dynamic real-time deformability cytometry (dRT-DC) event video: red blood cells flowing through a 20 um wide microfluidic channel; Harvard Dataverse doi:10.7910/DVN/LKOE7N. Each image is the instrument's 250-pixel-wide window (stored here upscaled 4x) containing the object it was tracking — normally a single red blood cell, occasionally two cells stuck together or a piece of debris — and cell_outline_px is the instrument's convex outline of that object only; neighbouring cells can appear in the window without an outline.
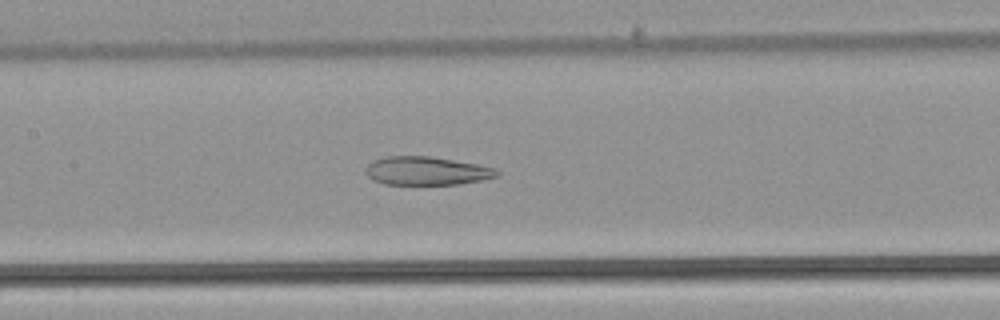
{"species": "common noctule bat (a hibernating species)", "species_latin": "Nyctalus noctula", "temperature_condition": "warm", "stored_images_in_passage": 52, "camera_frame_rate_fps": 3000, "um_per_image_px": 0.085, "animal": {"sex": "male", "body_mass_g": 21.5, "forearm_length_mm": 52.0}, "frame": {"image": 1, "passage_image": 25, "time_ms": 8.0, "image_size_px": [1000, 320], "cell_outline_px": [[500, 176], [460, 184], [384, 184], [372, 180], [364, 172], [364, 168], [372, 160], [388, 156], [428, 156], [476, 164], [496, 168], [500, 172]], "centroid_in_image_um": [36.23, 14.52], "position_along_channel_um": 171.2, "area_um2": 21.79}}
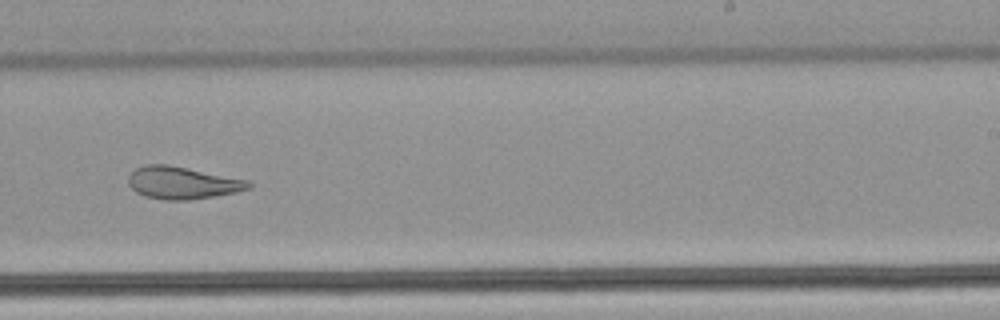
{"frame": {"image": 2, "passage_image": 33, "time_ms": 10.667, "image_size_px": [1000, 320], "cell_outline_px": [[252, 188], [236, 192], [188, 200], [164, 200], [144, 196], [136, 192], [128, 184], [128, 176], [136, 168], [148, 164], [168, 164], [248, 180], [252, 184]], "centroid_in_image_um": [15.49, 15.54], "position_along_channel_um": 273.5, "area_um2": 22.6}}
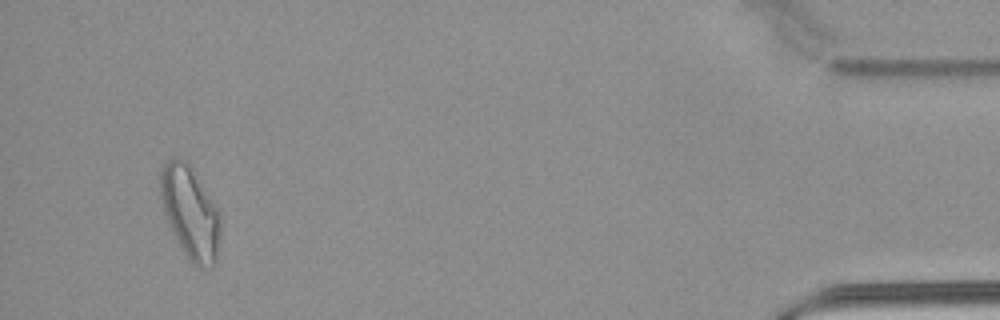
{"frame": {"image": 3, "passage_image": 50, "time_ms": 16.333, "image_size_px": [1000, 320], "cell_outline_px": [[220, 232], [216, 264], [200, 268], [196, 268], [188, 260], [164, 212], [160, 192], [160, 172], [164, 164], [172, 156], [176, 156], [184, 160], [192, 168], [200, 180], [216, 208], [220, 216]], "centroid_in_image_um": [16.17, 18.06], "position_along_channel_um": 419.0, "area_um2": 31.85}, "authors_computed_cell_mechanics": {"area_um2": 27.5995, "velocity_mm_per_s": 3.8611, "shape_relaxation_time_tau1_ms": null, "shape_relaxation_time_tau2_ms": 2.9093, "deformation_change_tau1": null, "deformation_change_tau2": 0.1121}}